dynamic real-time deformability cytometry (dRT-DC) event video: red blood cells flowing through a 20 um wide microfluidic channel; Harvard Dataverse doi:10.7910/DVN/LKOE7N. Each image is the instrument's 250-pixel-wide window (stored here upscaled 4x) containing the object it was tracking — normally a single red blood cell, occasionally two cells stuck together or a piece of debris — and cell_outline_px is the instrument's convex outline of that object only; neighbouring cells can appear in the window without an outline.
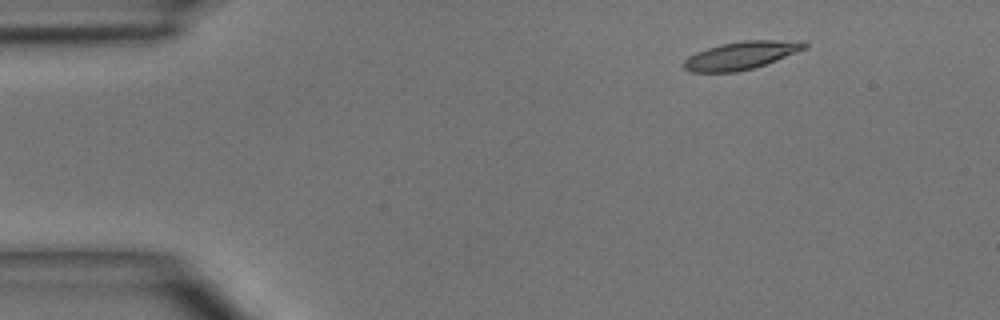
{"species": "common noctule bat (a hibernating species)", "species_latin": "Nyctalus noctula", "temperature_condition": "room temperature", "stored_images_in_passage": 4, "camera_frame_rate_fps": 3000, "um_per_image_px": 0.085, "animal": {"sex": "male", "body_mass_g": 15.6}, "frame": {"image": 1, "passage_image": 2, "time_ms": 1.0, "image_size_px": [1000, 320], "cell_outline_px": [[808, 48], [776, 60], [752, 68], [736, 72], [692, 72], [684, 68], [684, 60], [688, 56], [696, 52], [720, 44], [744, 40], [804, 40], [808, 44]], "centroid_in_image_um": [63.04, 4.69], "position_along_channel_um": 22.0, "area_um2": 19.65}}